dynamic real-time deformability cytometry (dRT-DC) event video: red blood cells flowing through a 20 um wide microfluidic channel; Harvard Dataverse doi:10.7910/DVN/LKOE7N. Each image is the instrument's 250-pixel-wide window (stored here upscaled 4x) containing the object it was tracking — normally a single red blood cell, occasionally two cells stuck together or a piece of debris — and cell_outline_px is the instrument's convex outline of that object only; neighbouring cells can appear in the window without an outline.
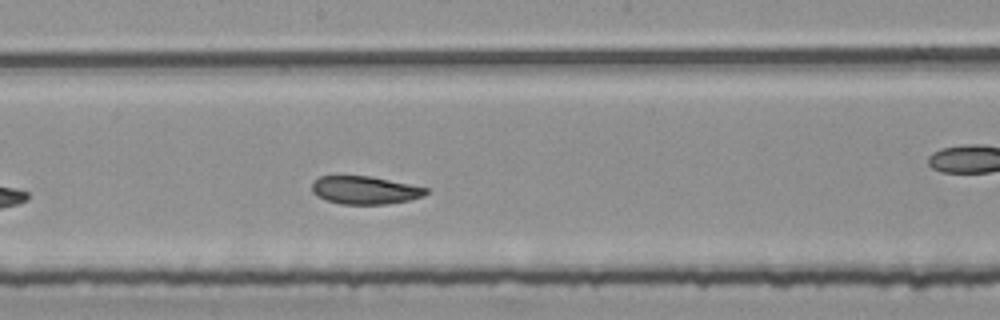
{"species": "common noctule bat (a hibernating species)", "species_latin": "Nyctalus noctula", "temperature_condition": "room temperature", "stored_images_in_passage": 34, "camera_frame_rate_fps": 3000, "um_per_image_px": 0.085, "animal": {"sex": "female", "body_mass_g": 25.1}, "frame": {"image": 1, "passage_image": 15, "time_ms": 4.667, "image_size_px": [1000, 320], "cell_outline_px": [[428, 192], [424, 196], [408, 200], [384, 204], [340, 204], [316, 196], [312, 192], [312, 184], [320, 176], [372, 176], [428, 188]], "centroid_in_image_um": [31.02, 16.16], "position_along_channel_um": 217.2, "area_um2": 18.5}}